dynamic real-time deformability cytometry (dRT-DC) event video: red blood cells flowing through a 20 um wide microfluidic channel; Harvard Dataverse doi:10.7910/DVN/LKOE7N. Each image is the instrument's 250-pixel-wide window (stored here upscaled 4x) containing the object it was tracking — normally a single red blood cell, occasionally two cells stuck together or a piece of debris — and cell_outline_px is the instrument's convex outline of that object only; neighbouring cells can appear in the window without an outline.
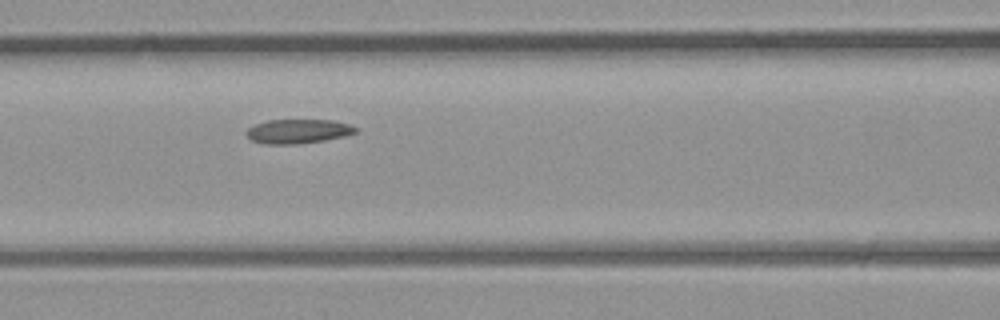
{"species": "common noctule bat (a hibernating species)", "species_latin": "Nyctalus noctula", "temperature_condition": "room temperature", "stored_images_in_passage": 6, "camera_frame_rate_fps": 3000, "um_per_image_px": 0.085, "animal": {"sex": "male", "body_mass_g": 23.1, "forearm_length_mm": 52.7}, "frame": {"image": 1, "passage_image": 6, "time_ms": 5.667, "image_size_px": [1000, 320], "cell_outline_px": [[356, 132], [344, 136], [324, 140], [296, 144], [264, 144], [252, 140], [244, 132], [248, 128], [256, 124], [268, 120], [332, 120], [348, 124], [356, 128]], "centroid_in_image_um": [25.3, 11.16], "position_along_channel_um": 141.3, "area_um2": 15.26}}